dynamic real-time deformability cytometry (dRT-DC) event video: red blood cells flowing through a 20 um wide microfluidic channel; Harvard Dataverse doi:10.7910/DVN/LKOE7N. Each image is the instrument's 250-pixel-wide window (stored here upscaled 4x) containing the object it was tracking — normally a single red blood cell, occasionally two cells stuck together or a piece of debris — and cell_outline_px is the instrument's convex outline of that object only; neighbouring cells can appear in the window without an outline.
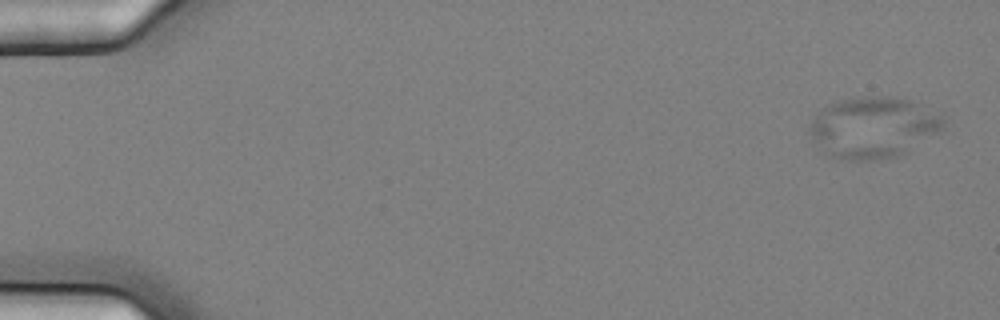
{"species": "common noctule bat (a hibernating species)", "species_latin": "Nyctalus noctula", "temperature_condition": "cold", "stored_images_in_passage": 32, "camera_frame_rate_fps": 3000, "um_per_image_px": 0.085, "animal": {"sex": "female", "body_mass_g": 25.1}, "frame": {"image": 1, "passage_image": 3, "time_ms": 0.667, "image_size_px": [1000, 320], "cell_outline_px": [[944, 128], [940, 132], [908, 152], [900, 156], [880, 160], [848, 160], [832, 156], [808, 132], [812, 120], [824, 108], [840, 100], [868, 96], [880, 96], [908, 100], [944, 116]], "centroid_in_image_um": [74.3, 10.85], "position_along_channel_um": 10.7, "area_um2": 46.93}}
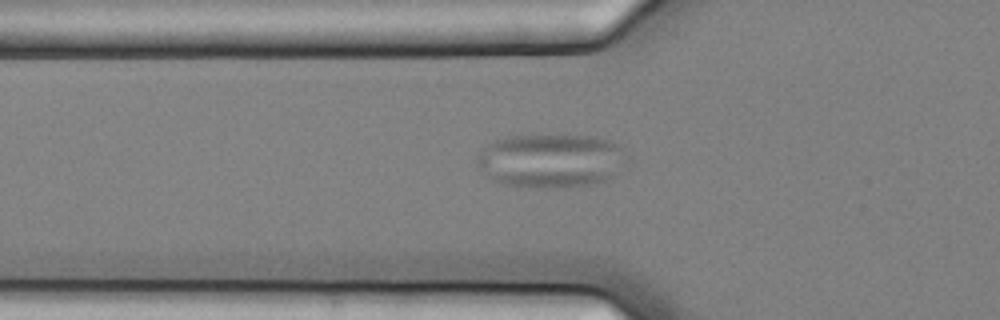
{"frame": {"image": 2, "passage_image": 21, "time_ms": 6.667, "image_size_px": [1000, 320], "cell_outline_px": [[632, 156], [616, 176], [596, 184], [560, 188], [516, 188], [500, 184], [492, 180], [476, 164], [476, 156], [492, 140], [508, 136], [596, 136], [608, 140], [616, 144]], "centroid_in_image_um": [46.87, 13.69], "position_along_channel_um": 78.9, "area_um2": 48.21}}
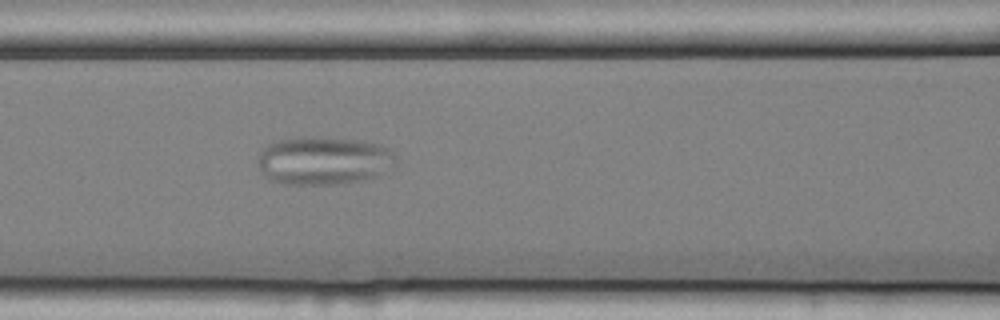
{"frame": {"image": 3, "passage_image": 26, "time_ms": 8.333, "image_size_px": [1000, 320], "cell_outline_px": [[396, 156], [376, 176], [364, 180], [344, 184], [284, 184], [268, 180], [260, 172], [256, 164], [256, 156], [260, 148], [272, 140], [360, 140], [380, 144], [388, 148]], "centroid_in_image_um": [27.36, 13.7], "position_along_channel_um": 139.2, "area_um2": 37.92}}